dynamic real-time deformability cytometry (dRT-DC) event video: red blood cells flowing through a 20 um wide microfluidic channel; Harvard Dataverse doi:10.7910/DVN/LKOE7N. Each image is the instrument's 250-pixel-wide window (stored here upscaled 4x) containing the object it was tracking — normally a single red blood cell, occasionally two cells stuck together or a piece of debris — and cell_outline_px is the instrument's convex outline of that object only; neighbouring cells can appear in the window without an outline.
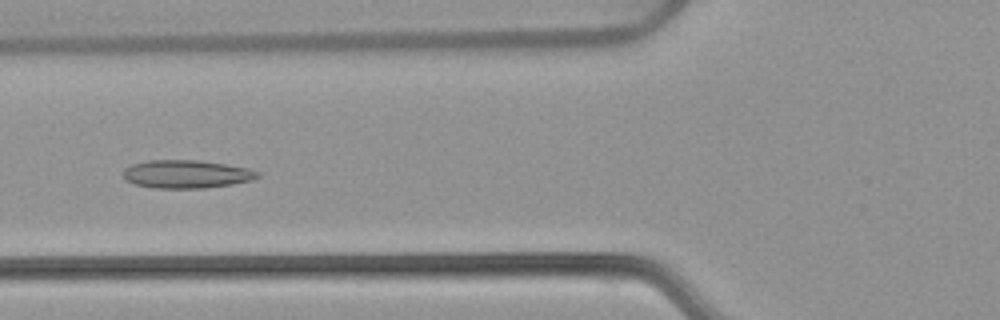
{"species": "common noctule bat (a hibernating species)", "species_latin": "Nyctalus noctula", "temperature_condition": "warm", "stored_images_in_passage": 54, "camera_frame_rate_fps": 3000, "um_per_image_px": 0.085, "animal": {"sex": "female", "body_mass_g": 22.7, "forearm_length_mm": 54.2}, "frame": {"image": 1, "passage_image": 21, "time_ms": 6.667, "image_size_px": [1000, 320], "cell_outline_px": [[260, 176], [252, 180], [232, 184], [204, 188], [152, 188], [136, 184], [124, 180], [124, 168], [132, 164], [148, 160], [200, 160], [248, 168], [260, 172]], "centroid_in_image_um": [15.84, 14.8], "position_along_channel_um": 110.0, "area_um2": 22.08}}
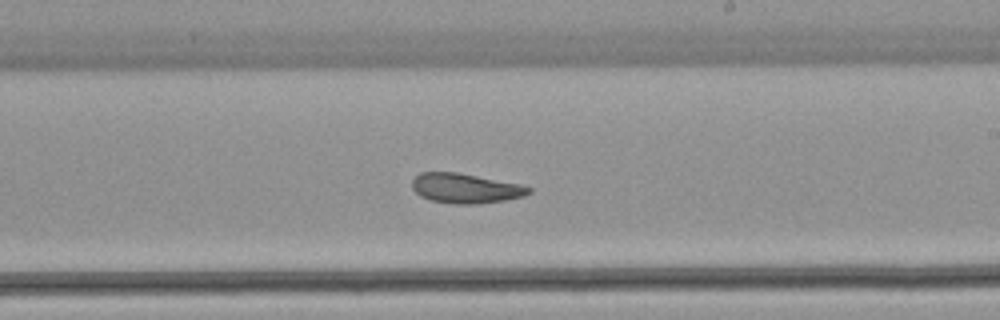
{"frame": {"image": 2, "passage_image": 32, "time_ms": 10.333, "image_size_px": [1000, 320], "cell_outline_px": [[532, 192], [524, 196], [504, 200], [476, 204], [456, 204], [432, 200], [420, 196], [412, 188], [412, 180], [420, 172], [456, 172], [520, 184], [532, 188]], "centroid_in_image_um": [39.57, 16.0], "position_along_channel_um": 249.4, "area_um2": 20.11}}
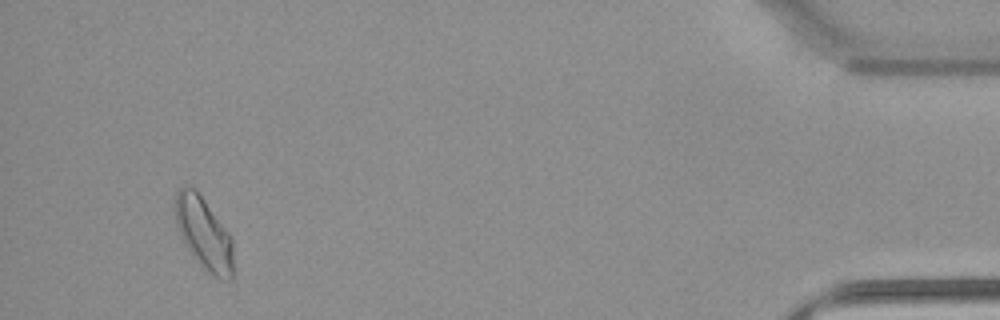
{"frame": {"image": 3, "passage_image": 51, "time_ms": 16.667, "image_size_px": [1000, 320], "cell_outline_px": [[232, 276], [228, 280], [220, 280], [208, 272], [200, 264], [184, 244], [180, 236], [176, 224], [176, 188], [192, 184], [196, 188], [232, 236]], "centroid_in_image_um": [17.32, 19.79], "position_along_channel_um": 417.9, "area_um2": 24.57}, "authors_computed_cell_mechanics": {"area_um2": 21.9062, "velocity_mm_per_s": 3.804, "shape_relaxation_time_tau1_ms": null, "shape_relaxation_time_tau2_ms": 3.249, "deformation_change_tau1": null, "deformation_change_tau2": 0.1065}}